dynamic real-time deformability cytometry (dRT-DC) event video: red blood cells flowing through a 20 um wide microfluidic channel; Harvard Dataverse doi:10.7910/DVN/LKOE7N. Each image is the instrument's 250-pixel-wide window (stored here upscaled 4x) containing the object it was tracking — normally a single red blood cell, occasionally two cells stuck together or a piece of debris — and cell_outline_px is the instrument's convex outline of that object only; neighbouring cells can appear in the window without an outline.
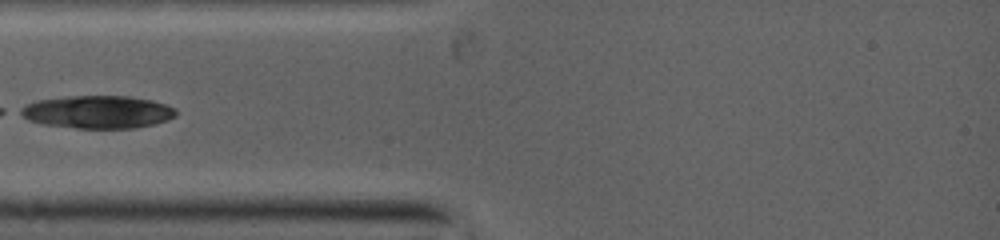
{"species": "common noctule bat (a hibernating species)", "species_latin": "Nyctalus noctula", "temperature_condition": "warm", "stored_images_in_passage": 7, "camera_frame_rate_fps": 5000, "um_per_image_px": 0.085, "animal": {"sex": "female", "body_mass_g": 19.0, "forearm_length_mm": 53.3}, "frame": {"image": 1, "passage_image": 1, "time_ms": 0.0, "image_size_px": [1000, 240], "cell_outline_px": [[176, 116], [152, 124], [132, 128], [76, 128], [44, 124], [28, 120], [16, 112], [20, 108], [36, 100], [76, 96], [128, 96], [152, 100], [176, 108]], "centroid_in_image_um": [8.27, 9.51], "position_along_channel_um": 76.7, "area_um2": 29.48}}